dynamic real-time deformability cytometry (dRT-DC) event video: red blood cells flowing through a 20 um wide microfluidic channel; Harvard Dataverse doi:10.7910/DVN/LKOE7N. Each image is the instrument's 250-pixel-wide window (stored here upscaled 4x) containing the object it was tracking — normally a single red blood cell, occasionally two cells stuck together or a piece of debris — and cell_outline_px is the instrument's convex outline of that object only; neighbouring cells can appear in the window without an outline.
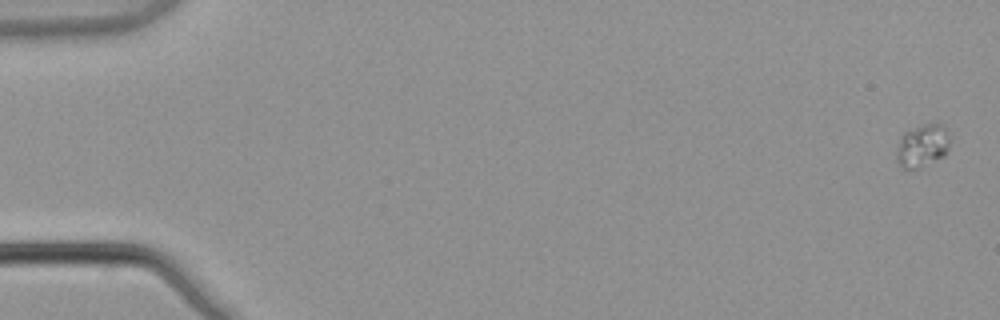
{"species": "common noctule bat (a hibernating species)", "species_latin": "Nyctalus noctula", "temperature_condition": "warm", "stored_images_in_passage": 5, "camera_frame_rate_fps": 3000, "um_per_image_px": 0.085, "animal": {"sex": "male", "body_mass_g": 21.5, "forearm_length_mm": 52.0}, "frame": {"image": 1, "passage_image": 1, "time_ms": 0.0, "image_size_px": [1000, 320], "cell_outline_px": [[948, 152], [944, 156], [916, 168], [900, 168], [896, 160], [896, 148], [904, 132], [920, 124], [936, 120], [944, 124], [948, 136]], "centroid_in_image_um": [78.4, 12.32], "position_along_channel_um": 6.6, "area_um2": 13.58}}